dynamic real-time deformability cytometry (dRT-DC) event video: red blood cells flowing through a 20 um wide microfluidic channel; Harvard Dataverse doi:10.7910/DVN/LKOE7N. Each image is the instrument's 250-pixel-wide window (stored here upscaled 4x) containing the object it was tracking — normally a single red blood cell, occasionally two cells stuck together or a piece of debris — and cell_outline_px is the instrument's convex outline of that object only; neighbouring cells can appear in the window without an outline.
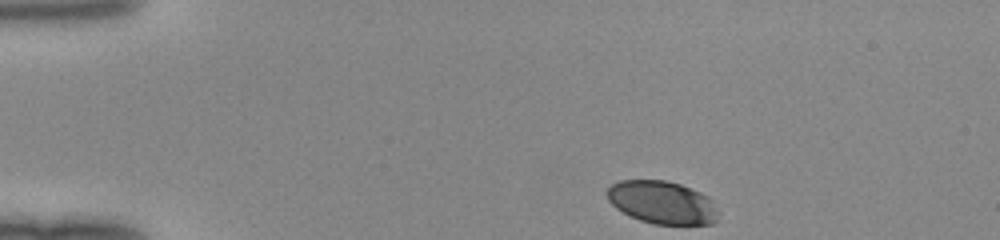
{"species": "human", "species_latin": "Homo sapiens", "temperature_condition": "room temperature", "stored_images_in_passage": 35, "camera_frame_rate_fps": 3000, "um_per_image_px": 0.085, "donor": {"sex": "female"}, "frame": {"image": 1, "passage_image": 1, "time_ms": 0.0, "image_size_px": [1000, 240], "cell_outline_px": [[720, 212], [716, 220], [712, 224], [652, 224], [640, 220], [616, 208], [608, 200], [608, 188], [612, 184], [620, 180], [668, 180], [680, 184], [700, 192], [708, 196], [712, 200]], "centroid_in_image_um": [56.32, 17.2], "position_along_channel_um": 28.7, "area_um2": 27.8}}
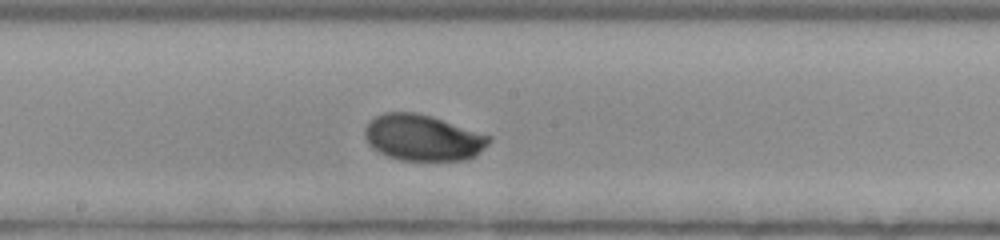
{"frame": {"image": 2, "passage_image": 20, "time_ms": 6.333, "image_size_px": [1000, 240], "cell_outline_px": [[492, 140], [476, 156], [468, 160], [400, 160], [388, 156], [372, 148], [368, 144], [364, 136], [364, 128], [368, 120], [384, 112], [416, 112], [432, 116], [492, 136]], "centroid_in_image_um": [35.93, 11.7], "position_along_channel_um": 212.3, "area_um2": 33.7}}
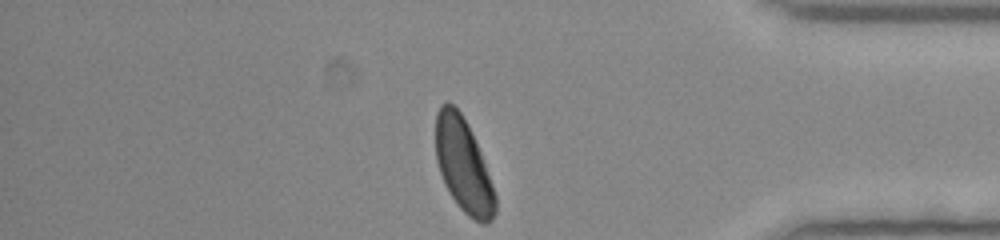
{"frame": {"image": 3, "passage_image": 35, "time_ms": 11.333, "image_size_px": [1000, 240], "cell_outline_px": [[496, 212], [492, 220], [488, 224], [484, 224], [468, 216], [456, 204], [448, 192], [444, 184], [436, 160], [436, 112], [440, 104], [448, 100], [460, 112], [480, 152], [492, 184], [496, 196]], "centroid_in_image_um": [39.37, 14.09], "position_along_channel_um": 395.8, "area_um2": 32.25}}